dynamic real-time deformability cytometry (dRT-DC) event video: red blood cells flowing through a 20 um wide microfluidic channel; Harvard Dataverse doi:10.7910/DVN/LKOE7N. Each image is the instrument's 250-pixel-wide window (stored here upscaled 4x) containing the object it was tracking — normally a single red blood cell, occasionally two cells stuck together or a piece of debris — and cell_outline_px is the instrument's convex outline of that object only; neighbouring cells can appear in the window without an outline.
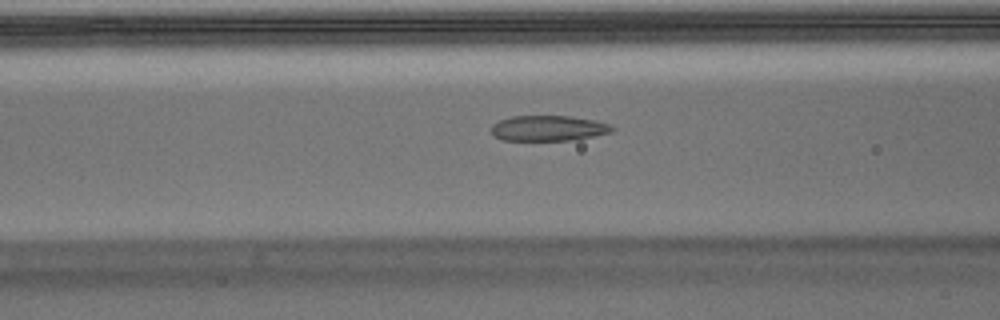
{"species": "Egyptian fruit bat (a non-hibernating species)", "species_latin": "Rousettus aegyptiacus", "temperature_condition": "warm", "stored_images_in_passage": 54, "camera_frame_rate_fps": 3000, "um_per_image_px": 0.085, "animal": {"sex": "male"}, "frame": {"image": 1, "passage_image": 21, "time_ms": 6.667, "image_size_px": [1000, 320], "cell_outline_px": [[616, 128], [612, 132], [592, 136], [568, 140], [500, 140], [492, 136], [492, 124], [500, 120], [512, 116], [572, 116], [592, 120], [608, 124]], "centroid_in_image_um": [46.57, 10.9], "position_along_channel_um": 120.0, "area_um2": 17.8}}
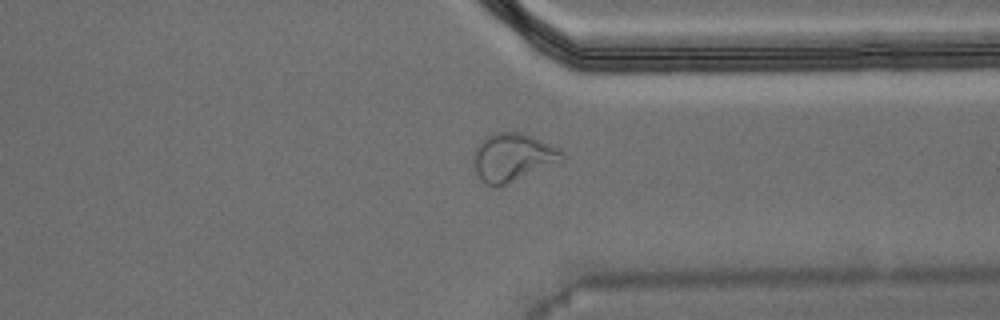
{"frame": {"image": 2, "passage_image": 41, "time_ms": 13.333, "image_size_px": [1000, 320], "cell_outline_px": [[564, 164], [496, 188], [480, 180], [476, 172], [472, 160], [472, 152], [480, 140], [484, 136], [496, 132], [520, 132], [532, 136], [560, 148], [564, 152]], "centroid_in_image_um": [43.63, 13.4], "position_along_channel_um": 367.8, "area_um2": 26.01}}
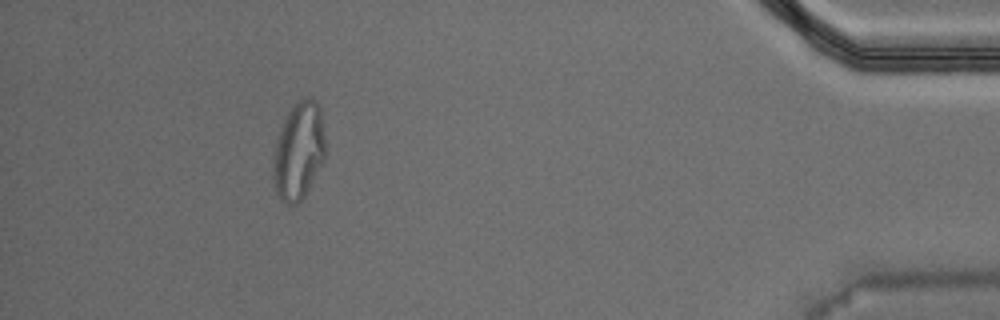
{"frame": {"image": 3, "passage_image": 49, "time_ms": 16.0, "image_size_px": [1000, 320], "cell_outline_px": [[324, 156], [304, 196], [296, 204], [288, 204], [280, 200], [276, 192], [272, 180], [272, 168], [276, 140], [284, 116], [296, 100], [308, 96], [312, 96], [316, 100], [320, 108], [324, 136]], "centroid_in_image_um": [25.34, 12.77], "position_along_channel_um": 409.9, "area_um2": 29.65}, "authors_computed_cell_mechanics": {"area_um2": 19.652, "velocity_mm_per_s": 3.7278, "shape_relaxation_time_tau1_ms": null, "shape_relaxation_time_tau2_ms": 1.557, "deformation_change_tau1": null, "deformation_change_tau2": 0.0727}}